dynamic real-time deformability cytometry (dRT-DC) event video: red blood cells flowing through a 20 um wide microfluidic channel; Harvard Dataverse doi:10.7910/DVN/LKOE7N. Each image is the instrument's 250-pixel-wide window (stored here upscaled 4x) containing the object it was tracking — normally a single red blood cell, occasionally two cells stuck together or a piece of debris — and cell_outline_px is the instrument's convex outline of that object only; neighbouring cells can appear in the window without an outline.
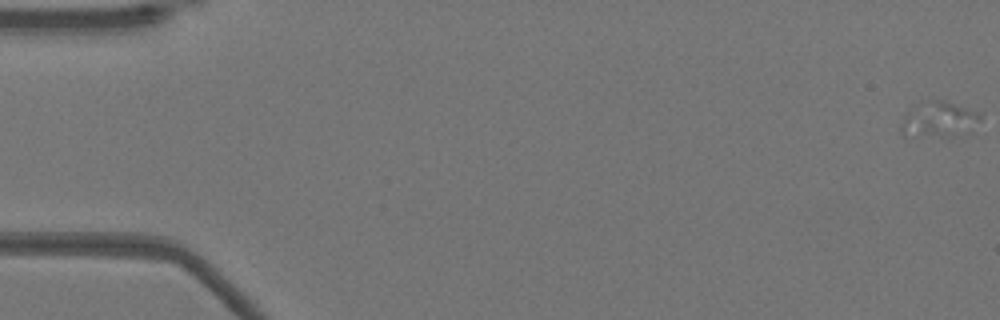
{"species": "Egyptian fruit bat (a non-hibernating species)", "species_latin": "Rousettus aegyptiacus", "temperature_condition": "warm", "stored_images_in_passage": 19, "camera_frame_rate_fps": 3000, "um_per_image_px": 0.085, "animal": {"sex": "female"}, "frame": {"image": 1, "passage_image": 1, "time_ms": 0.0, "image_size_px": [1000, 320], "cell_outline_px": [[980, 120], [960, 132], [948, 136], [904, 136], [900, 132], [900, 128], [904, 116], [908, 112], [928, 100], [944, 100], [976, 112], [980, 116]], "centroid_in_image_um": [79.69, 10.16], "position_along_channel_um": 5.3, "area_um2": 15.43}}
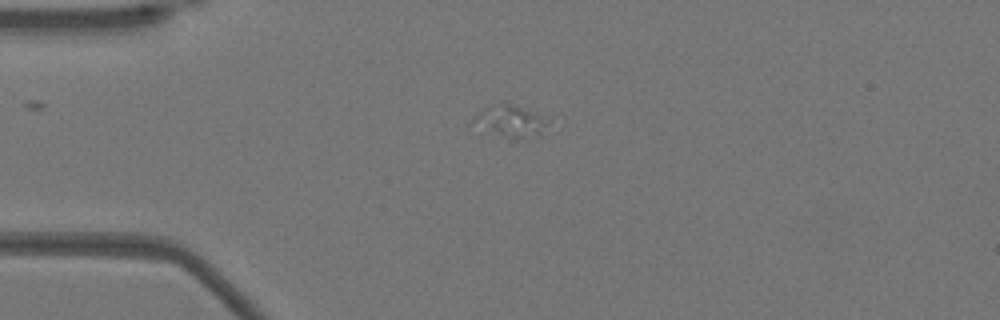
{"frame": {"image": 2, "passage_image": 14, "time_ms": 4.333, "image_size_px": [1000, 320], "cell_outline_px": [[548, 124], [536, 132], [516, 140], [472, 120], [484, 108], [500, 100], [516, 104], [536, 112]], "centroid_in_image_um": [43.4, 10.17], "position_along_channel_um": 41.6, "area_um2": 12.54}}